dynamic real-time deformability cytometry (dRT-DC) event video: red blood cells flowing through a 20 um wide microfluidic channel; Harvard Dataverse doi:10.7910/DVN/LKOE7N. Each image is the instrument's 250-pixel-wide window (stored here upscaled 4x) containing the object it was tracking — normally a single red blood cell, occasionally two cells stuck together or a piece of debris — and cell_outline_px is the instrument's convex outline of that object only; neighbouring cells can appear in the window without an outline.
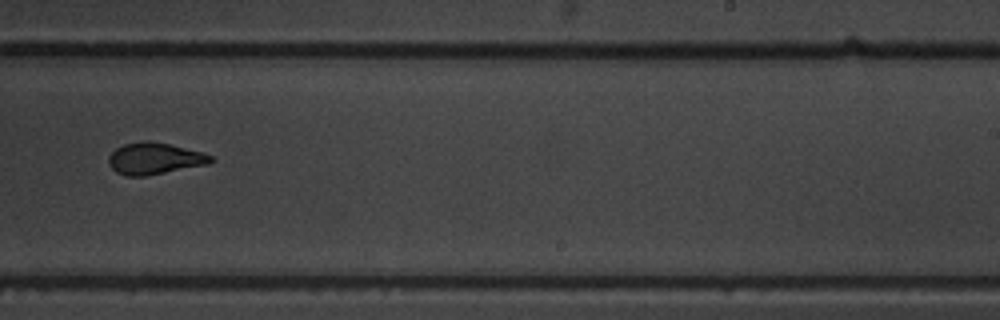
{"species": "common noctule bat (a hibernating species)", "species_latin": "Nyctalus noctula", "temperature_condition": "warm", "stored_images_in_passage": 12, "camera_frame_rate_fps": 3000, "um_per_image_px": 0.085, "animal": {"sex": "male", "body_mass_g": 19.5, "forearm_length_mm": 54.6}, "frame": {"image": 1, "passage_image": 12, "time_ms": 13.333, "image_size_px": [1000, 320], "cell_outline_px": [[212, 160], [208, 164], [144, 176], [124, 176], [116, 172], [108, 164], [108, 156], [116, 148], [124, 144], [144, 140], [148, 140], [168, 144], [200, 152], [212, 156]], "centroid_in_image_um": [13.07, 13.48], "position_along_channel_um": 275.9, "area_um2": 18.61}}